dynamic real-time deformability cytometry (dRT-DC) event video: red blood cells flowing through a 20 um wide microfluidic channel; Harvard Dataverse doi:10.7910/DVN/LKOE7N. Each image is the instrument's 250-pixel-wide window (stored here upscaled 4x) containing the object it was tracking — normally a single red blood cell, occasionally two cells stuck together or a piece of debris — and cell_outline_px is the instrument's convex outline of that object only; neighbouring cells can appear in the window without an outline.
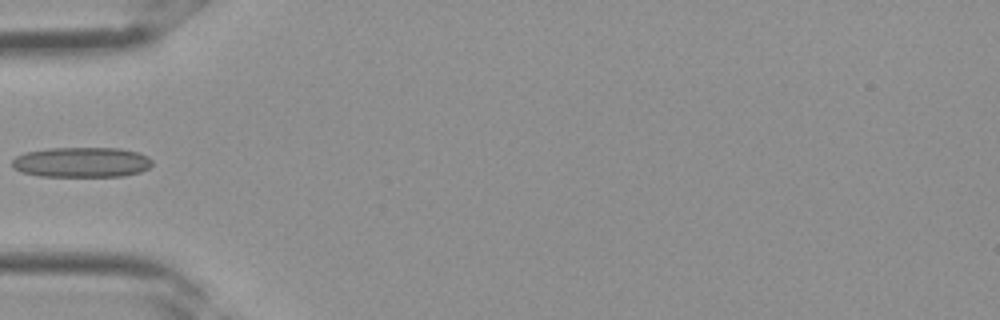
{"species": "Egyptian fruit bat (a non-hibernating species)", "species_latin": "Rousettus aegyptiacus", "temperature_condition": "room temperature", "stored_images_in_passage": 4, "camera_frame_rate_fps": 3000, "um_per_image_px": 0.085, "frame": {"image": 1, "passage_image": 4, "time_ms": 1.0, "image_size_px": [1000, 320], "cell_outline_px": [[152, 164], [148, 168], [140, 172], [124, 176], [40, 176], [20, 172], [12, 168], [12, 160], [16, 156], [24, 152], [48, 148], [120, 148], [140, 152], [148, 156], [152, 160]], "centroid_in_image_um": [6.93, 13.78], "position_along_channel_um": 78.1, "area_um2": 24.91}}